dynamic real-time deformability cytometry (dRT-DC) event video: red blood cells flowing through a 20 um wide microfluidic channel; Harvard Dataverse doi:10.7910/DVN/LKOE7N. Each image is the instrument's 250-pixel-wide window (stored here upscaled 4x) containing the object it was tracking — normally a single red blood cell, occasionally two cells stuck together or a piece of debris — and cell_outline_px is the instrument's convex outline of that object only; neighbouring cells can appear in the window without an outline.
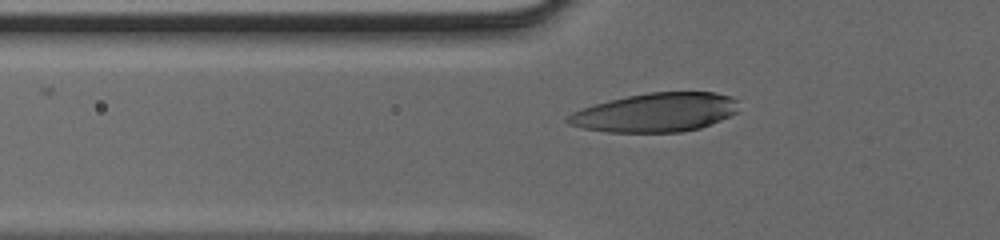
{"species": "human", "species_latin": "Homo sapiens", "temperature_condition": "cold", "stored_images_in_passage": 43, "camera_frame_rate_fps": 3000, "um_per_image_px": 0.085, "donor": {"sex": "male"}, "frame": {"image": 1, "passage_image": 14, "time_ms": 4.333, "image_size_px": [1000, 240], "cell_outline_px": [[736, 112], [720, 120], [700, 128], [680, 132], [608, 132], [584, 128], [568, 124], [564, 120], [564, 116], [580, 108], [608, 100], [648, 92], [716, 92], [732, 96], [736, 100]], "centroid_in_image_um": [55.66, 9.55], "position_along_channel_um": 70.1, "area_um2": 38.78}}
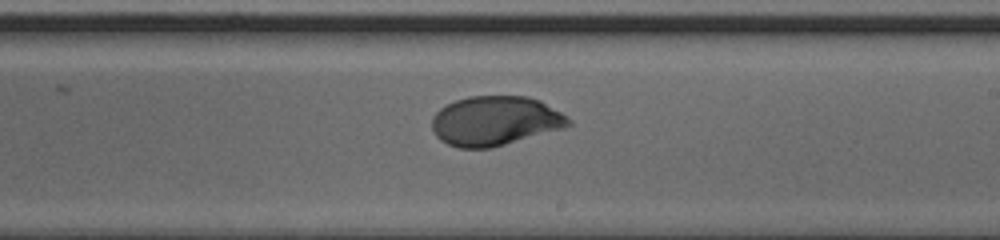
{"frame": {"image": 2, "passage_image": 26, "time_ms": 8.333, "image_size_px": [1000, 240], "cell_outline_px": [[572, 124], [564, 128], [492, 148], [460, 148], [448, 144], [440, 140], [436, 136], [432, 128], [432, 116], [440, 108], [456, 100], [468, 96], [528, 96], [540, 100], [560, 112], [572, 120]], "centroid_in_image_um": [42.08, 10.28], "position_along_channel_um": 246.9, "area_um2": 39.48}}
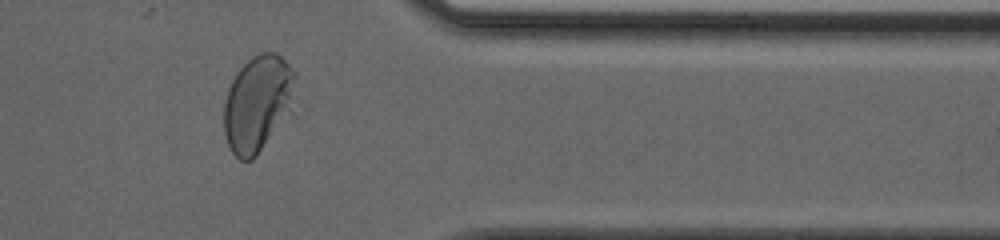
{"frame": {"image": 3, "passage_image": 36, "time_ms": 11.667, "image_size_px": [1000, 240], "cell_outline_px": [[296, 76], [292, 112], [256, 156], [252, 160], [240, 160], [232, 152], [228, 144], [224, 132], [224, 104], [228, 88], [232, 80], [240, 68], [252, 56], [260, 52], [276, 52], [296, 72]], "centroid_in_image_um": [21.93, 8.78], "position_along_channel_um": 389.5, "area_um2": 40.34}}